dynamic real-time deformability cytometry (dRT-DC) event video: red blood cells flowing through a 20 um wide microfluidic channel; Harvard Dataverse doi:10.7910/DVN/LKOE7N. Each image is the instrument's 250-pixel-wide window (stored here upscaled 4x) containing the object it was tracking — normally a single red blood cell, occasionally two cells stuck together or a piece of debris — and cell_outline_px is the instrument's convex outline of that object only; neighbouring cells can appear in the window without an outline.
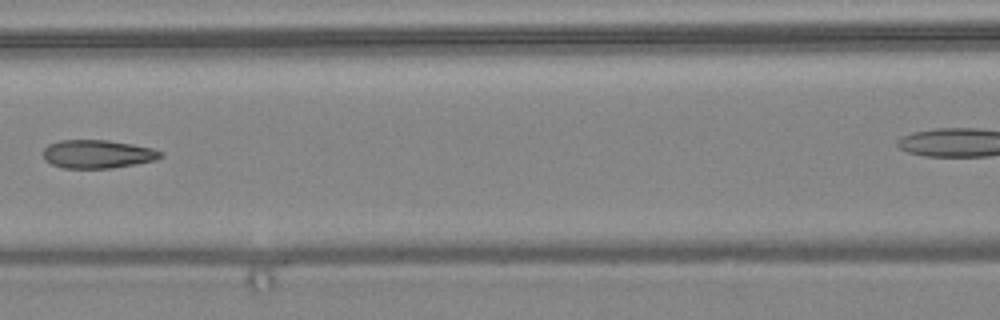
{"species": "common noctule bat (a hibernating species)", "species_latin": "Nyctalus noctula", "temperature_condition": "warm", "stored_images_in_passage": 8, "segment_of_instrument_passage": [1, 2], "camera_frame_rate_fps": 3000, "um_per_image_px": 0.085, "animal": {"sex": "female", "body_mass_g": 24.6, "forearm_length_mm": 56.2}, "frame": {"image": 1, "passage_image": 6, "time_ms": 6.0, "image_size_px": [1000, 320], "cell_outline_px": [[164, 156], [156, 160], [136, 164], [112, 168], [64, 168], [52, 164], [44, 160], [44, 148], [48, 144], [60, 140], [108, 140], [132, 144], [152, 148], [164, 152]], "centroid_in_image_um": [8.32, 13.09], "position_along_channel_um": 158.3, "area_um2": 19.54}}
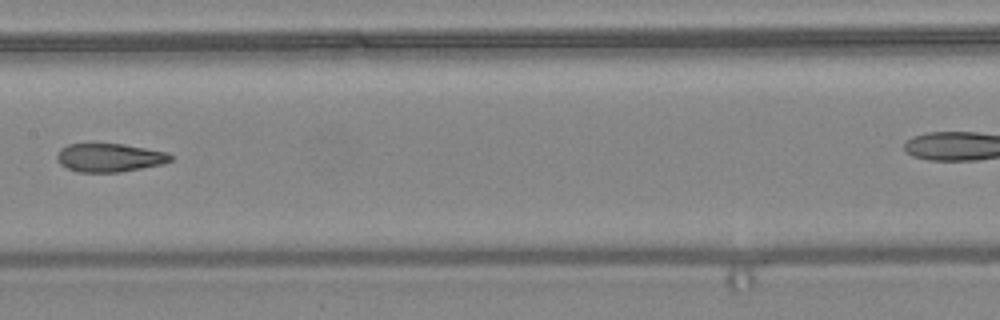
{"frame": {"image": 2, "passage_image": 7, "time_ms": 7.0, "image_size_px": [1000, 320], "cell_outline_px": [[172, 160], [164, 164], [120, 172], [76, 172], [60, 164], [56, 160], [56, 156], [60, 148], [68, 144], [124, 144], [168, 152], [172, 156]], "centroid_in_image_um": [9.31, 13.4], "position_along_channel_um": 198.1, "area_um2": 18.96}}